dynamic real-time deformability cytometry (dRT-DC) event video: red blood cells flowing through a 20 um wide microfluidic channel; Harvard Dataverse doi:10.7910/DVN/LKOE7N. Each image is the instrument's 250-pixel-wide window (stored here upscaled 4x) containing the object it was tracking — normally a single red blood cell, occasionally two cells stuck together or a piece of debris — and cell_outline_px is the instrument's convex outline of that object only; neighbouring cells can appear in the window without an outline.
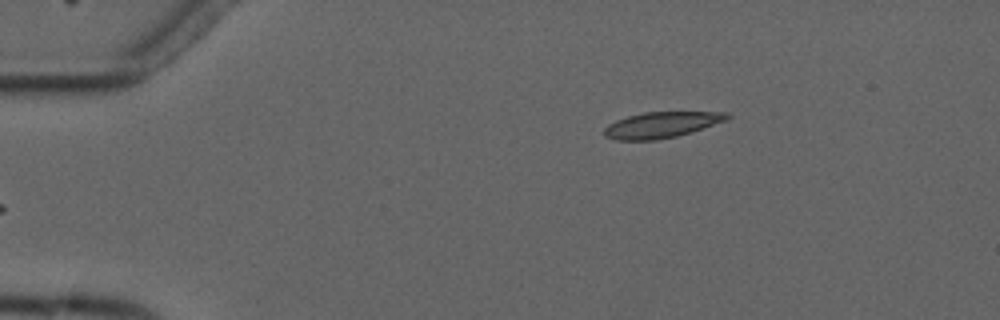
{"species": "common noctule bat (a hibernating species)", "species_latin": "Nyctalus noctula", "temperature_condition": "cold", "stored_images_in_passage": 4, "camera_frame_rate_fps": 3000, "um_per_image_px": 0.085, "animal": {"sex": "male", "forearm_length_mm": 52.5}, "frame": {"image": 1, "passage_image": 4, "time_ms": 3.333, "image_size_px": [1000, 320], "cell_outline_px": [[732, 116], [728, 120], [692, 132], [676, 136], [656, 140], [616, 140], [604, 136], [604, 128], [608, 124], [616, 120], [628, 116], [644, 112], [728, 112]], "centroid_in_image_um": [56.25, 10.61], "position_along_channel_um": 28.8, "area_um2": 18.67}}